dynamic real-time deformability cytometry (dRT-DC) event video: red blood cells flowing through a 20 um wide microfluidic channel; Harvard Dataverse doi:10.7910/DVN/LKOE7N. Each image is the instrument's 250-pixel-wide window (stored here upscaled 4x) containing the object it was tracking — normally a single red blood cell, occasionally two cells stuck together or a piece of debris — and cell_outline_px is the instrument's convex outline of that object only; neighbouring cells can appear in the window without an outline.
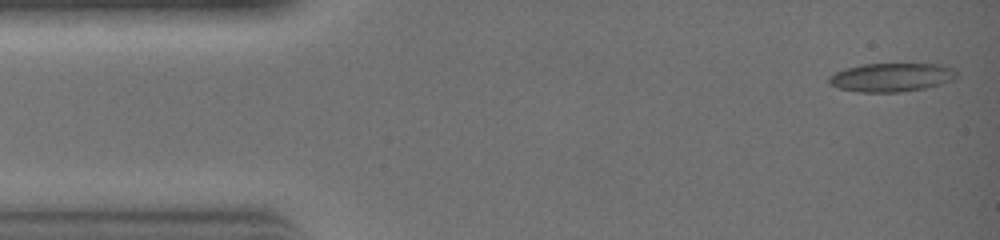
{"species": "common noctule bat (a hibernating species)", "species_latin": "Nyctalus noctula", "temperature_condition": "warm", "stored_images_in_passage": 8, "camera_frame_rate_fps": 3000, "um_per_image_px": 0.085, "animal": {"sex": "female", "body_mass_g": 19.0, "forearm_length_mm": 51.5}, "frame": {"image": 1, "passage_image": 1, "time_ms": 0.0, "image_size_px": [1000, 240], "cell_outline_px": [[956, 76], [952, 80], [940, 84], [924, 88], [900, 92], [860, 92], [836, 88], [828, 80], [828, 76], [836, 72], [848, 68], [864, 64], [936, 64], [948, 68], [956, 72]], "centroid_in_image_um": [75.72, 6.58], "position_along_channel_um": 9.3, "area_um2": 20.92}}
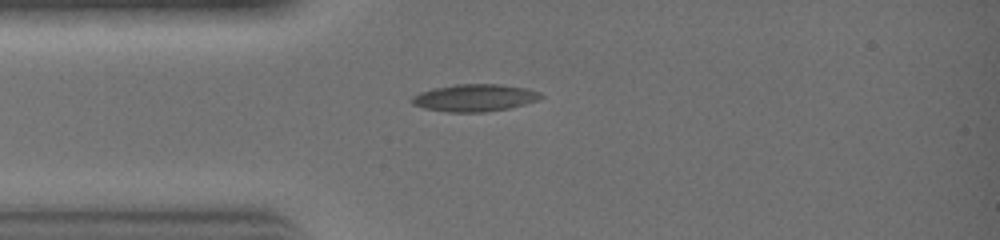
{"frame": {"image": 2, "passage_image": 7, "time_ms": 2.0, "image_size_px": [1000, 240], "cell_outline_px": [[544, 96], [536, 100], [524, 104], [508, 108], [484, 112], [448, 112], [424, 108], [412, 104], [408, 100], [412, 96], [420, 92], [432, 88], [456, 84], [500, 84], [524, 88], [540, 92]], "centroid_in_image_um": [40.28, 8.31], "position_along_channel_um": 44.7, "area_um2": 20.46}}